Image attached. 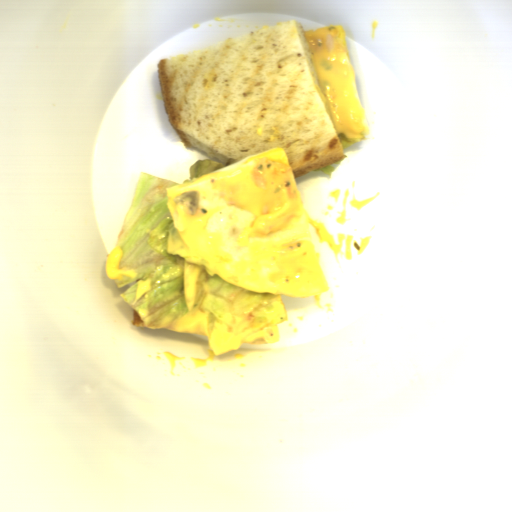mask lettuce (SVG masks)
<instances>
[{"mask_svg":"<svg viewBox=\"0 0 512 512\" xmlns=\"http://www.w3.org/2000/svg\"><path fill=\"white\" fill-rule=\"evenodd\" d=\"M177 184L141 171L116 245L120 268L136 276L114 282L119 289L135 281L120 296L146 328L205 335L214 356L229 353L286 321L282 296L228 282L189 250L167 209L166 188Z\"/></svg>","mask_w":512,"mask_h":512,"instance_id":"1","label":"lettuce"},{"mask_svg":"<svg viewBox=\"0 0 512 512\" xmlns=\"http://www.w3.org/2000/svg\"><path fill=\"white\" fill-rule=\"evenodd\" d=\"M225 168L224 164L209 159H197L189 168L190 180H195L217 170Z\"/></svg>","mask_w":512,"mask_h":512,"instance_id":"2","label":"lettuce"}]
</instances>
